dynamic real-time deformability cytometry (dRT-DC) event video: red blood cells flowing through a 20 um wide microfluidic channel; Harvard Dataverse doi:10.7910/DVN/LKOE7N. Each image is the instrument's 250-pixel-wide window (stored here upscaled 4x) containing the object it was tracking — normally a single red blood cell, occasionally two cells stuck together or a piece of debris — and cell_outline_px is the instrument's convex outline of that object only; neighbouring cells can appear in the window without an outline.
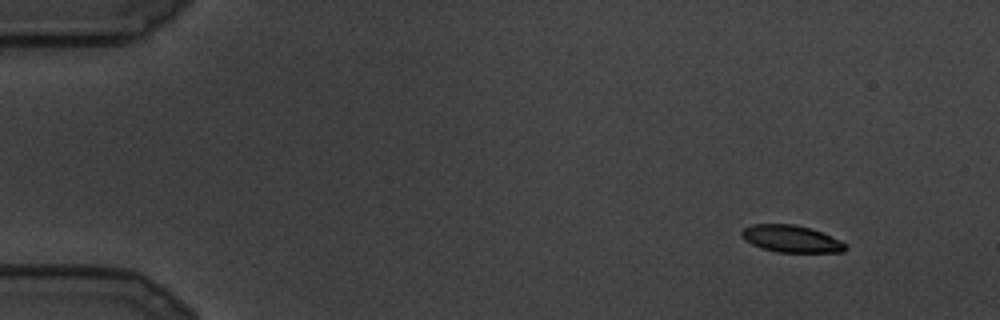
{"species": "common noctule bat (a hibernating species)", "species_latin": "Nyctalus noctula", "temperature_condition": "cold", "stored_images_in_passage": 13, "camera_frame_rate_fps": 3000, "um_per_image_px": 0.085, "animal": {"sex": "male", "body_mass_g": 19.5, "forearm_length_mm": 54.6}, "frame": {"image": 1, "passage_image": 1, "time_ms": 0.0, "image_size_px": [1000, 320], "cell_outline_px": [[848, 248], [844, 252], [776, 252], [760, 248], [744, 240], [740, 236], [740, 232], [744, 228], [752, 224], [792, 224], [808, 228], [820, 232], [848, 244]], "centroid_in_image_um": [67.22, 20.31], "position_along_channel_um": 17.8, "area_um2": 16.36}}
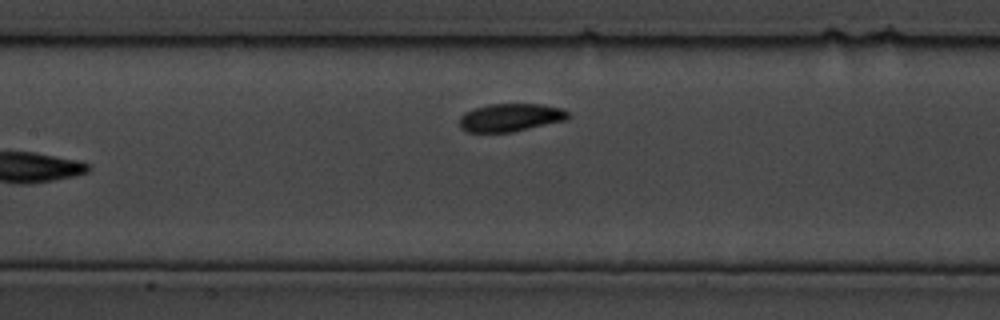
{"frame": {"image": 2, "passage_image": 13, "time_ms": 4.0, "image_size_px": [1000, 320], "cell_outline_px": [[568, 116], [564, 120], [512, 132], [464, 132], [460, 128], [460, 116], [464, 112], [488, 104], [540, 104], [560, 108], [568, 112]], "centroid_in_image_um": [43.32, 9.99], "position_along_channel_um": 164.1, "area_um2": 17.51}}